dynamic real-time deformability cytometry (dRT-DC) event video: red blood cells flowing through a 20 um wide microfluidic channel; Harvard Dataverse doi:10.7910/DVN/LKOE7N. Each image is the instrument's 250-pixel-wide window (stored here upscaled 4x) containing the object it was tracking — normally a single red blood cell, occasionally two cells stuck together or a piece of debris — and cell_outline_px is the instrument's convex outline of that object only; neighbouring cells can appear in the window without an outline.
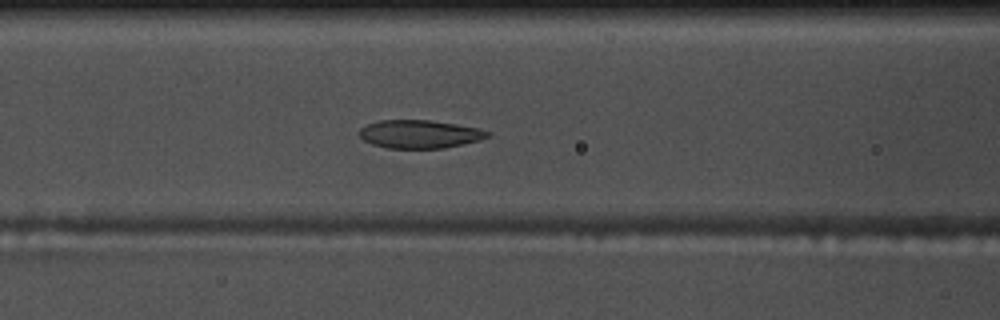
{"species": "common noctule bat (a hibernating species)", "species_latin": "Nyctalus noctula", "temperature_condition": "warm", "stored_images_in_passage": 49, "camera_frame_rate_fps": 3000, "um_per_image_px": 0.085, "animal": {"sex": "male", "body_mass_g": 17.5, "forearm_length_mm": 52.3}, "frame": {"image": 1, "passage_image": 17, "time_ms": 5.333, "image_size_px": [1000, 320], "cell_outline_px": [[492, 132], [488, 136], [480, 140], [444, 148], [388, 148], [372, 144], [364, 140], [360, 136], [360, 128], [368, 124], [380, 120], [428, 120], [456, 124], [480, 128]], "centroid_in_image_um": [35.69, 11.39], "position_along_channel_um": 130.9, "area_um2": 20.98}}
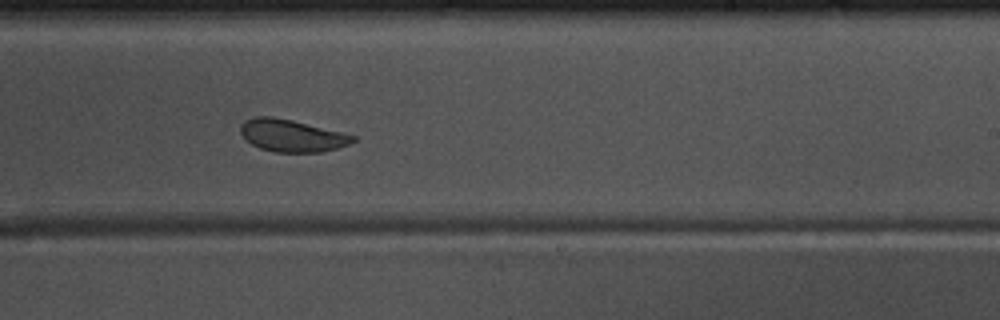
{"frame": {"image": 2, "passage_image": 28, "time_ms": 9.0, "image_size_px": [1000, 320], "cell_outline_px": [[356, 140], [340, 148], [320, 152], [276, 152], [260, 148], [252, 144], [240, 132], [240, 124], [244, 120], [252, 116], [272, 116], [292, 120], [344, 132], [356, 136]], "centroid_in_image_um": [24.82, 11.51], "position_along_channel_um": 264.2, "area_um2": 21.27}}
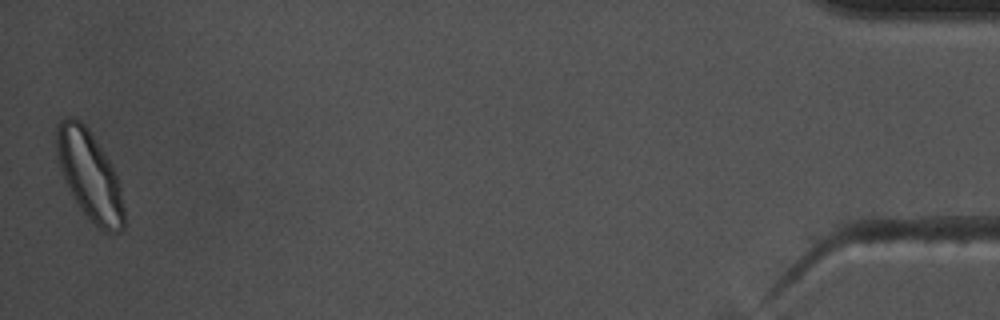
{"frame": {"image": 3, "passage_image": 49, "time_ms": 16.0, "image_size_px": [1000, 320], "cell_outline_px": [[124, 228], [120, 232], [108, 232], [100, 228], [80, 208], [72, 196], [64, 180], [56, 156], [56, 128], [60, 120], [68, 116], [72, 116], [80, 120], [84, 124], [104, 152], [112, 164], [116, 172], [120, 184], [124, 208]], "centroid_in_image_um": [7.61, 14.88], "position_along_channel_um": 427.6, "area_um2": 34.97}, "authors_computed_cell_mechanics": {"area_um2": 22.4842, "velocity_mm_per_s": 3.6486, "shape_relaxation_time_tau1_ms": 4.07, "shape_relaxation_time_tau2_ms": 1.854, "deformation_change_tau1": 0.1196, "deformation_change_tau2": 0.0675}}